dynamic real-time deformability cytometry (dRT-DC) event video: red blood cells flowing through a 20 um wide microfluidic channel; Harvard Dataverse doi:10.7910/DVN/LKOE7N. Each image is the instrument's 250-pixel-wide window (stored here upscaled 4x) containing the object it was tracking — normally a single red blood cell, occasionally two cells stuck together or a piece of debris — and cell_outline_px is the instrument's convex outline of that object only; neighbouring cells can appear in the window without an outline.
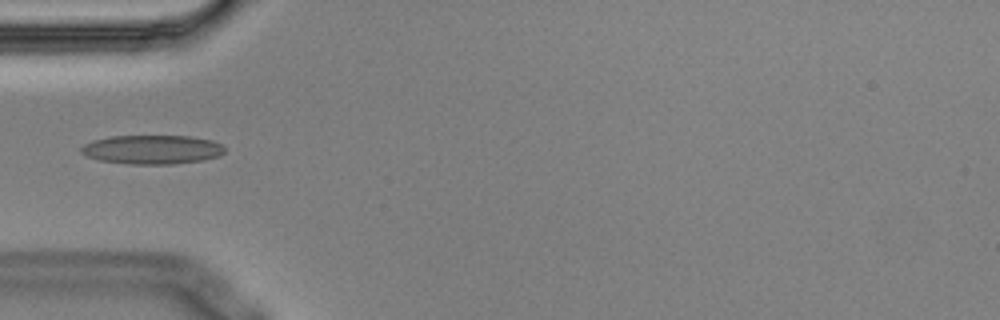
{"species": "Egyptian fruit bat (a non-hibernating species)", "species_latin": "Rousettus aegyptiacus", "temperature_condition": "cold", "stored_images_in_passage": 6, "camera_frame_rate_fps": 3000, "um_per_image_px": 0.085, "animal": {"sex": "male"}, "frame": {"image": 1, "passage_image": 6, "time_ms": 1.667, "image_size_px": [1000, 320], "cell_outline_px": [[224, 152], [220, 156], [204, 160], [176, 164], [132, 164], [100, 160], [88, 156], [80, 152], [80, 148], [84, 144], [92, 140], [112, 136], [192, 136], [212, 140], [220, 144], [224, 148]], "centroid_in_image_um": [12.95, 12.71], "position_along_channel_um": 72.0, "area_um2": 24.33}}